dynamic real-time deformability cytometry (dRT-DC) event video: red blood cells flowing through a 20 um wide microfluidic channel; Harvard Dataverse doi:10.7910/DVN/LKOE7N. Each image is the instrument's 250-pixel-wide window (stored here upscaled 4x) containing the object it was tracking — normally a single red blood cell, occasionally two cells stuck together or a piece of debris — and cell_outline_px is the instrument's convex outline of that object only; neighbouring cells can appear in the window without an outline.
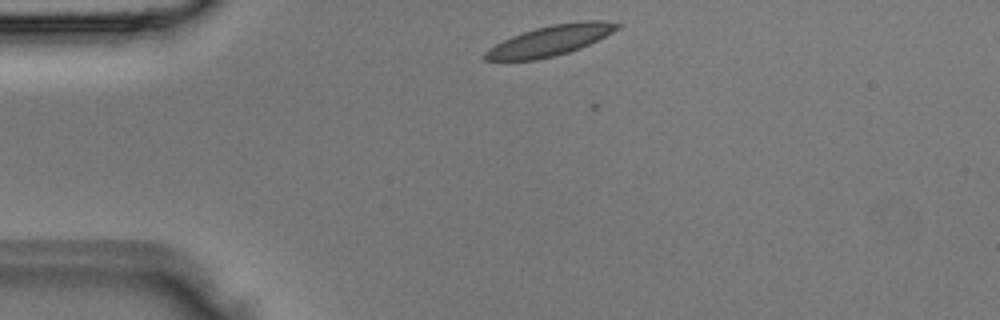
{"species": "Egyptian fruit bat (a non-hibernating species)", "species_latin": "Rousettus aegyptiacus", "temperature_condition": "room temperature", "stored_images_in_passage": 2, "camera_frame_rate_fps": 3000, "um_per_image_px": 0.085, "animal": {"sex": "male"}, "frame": {"image": 1, "passage_image": 1, "time_ms": 0.0, "image_size_px": [1000, 320], "cell_outline_px": [[620, 28], [580, 48], [556, 56], [536, 60], [484, 60], [484, 52], [488, 48], [512, 36], [536, 28], [552, 24], [584, 20], [600, 20], [620, 24]], "centroid_in_image_um": [46.76, 3.45], "position_along_channel_um": 38.2, "area_um2": 23.06}}